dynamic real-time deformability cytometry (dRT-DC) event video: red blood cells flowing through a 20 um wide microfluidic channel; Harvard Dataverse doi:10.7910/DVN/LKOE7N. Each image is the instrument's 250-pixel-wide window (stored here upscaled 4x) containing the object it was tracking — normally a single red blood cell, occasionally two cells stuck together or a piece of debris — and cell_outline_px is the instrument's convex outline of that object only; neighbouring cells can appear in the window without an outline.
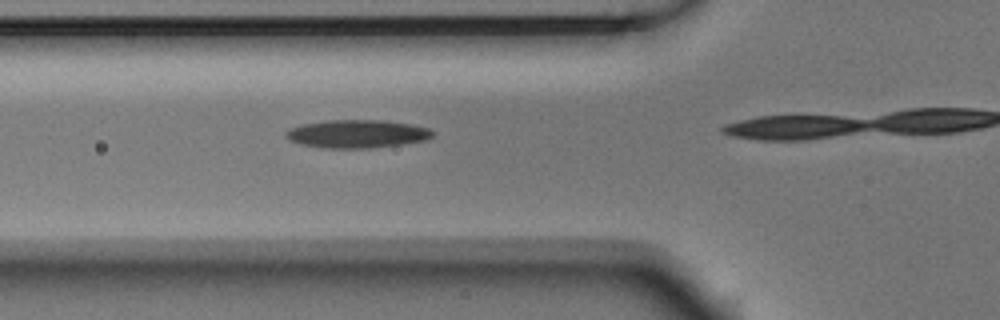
{"species": "Egyptian fruit bat (a non-hibernating species)", "species_latin": "Rousettus aegyptiacus", "temperature_condition": "room temperature", "stored_images_in_passage": 5, "camera_frame_rate_fps": 3000, "um_per_image_px": 0.085, "animal": {"sex": "male"}, "frame": {"image": 1, "passage_image": 4, "time_ms": 1.0, "image_size_px": [1000, 320], "cell_outline_px": [[432, 136], [424, 140], [400, 144], [368, 148], [320, 148], [300, 144], [288, 140], [284, 136], [284, 132], [288, 128], [304, 124], [328, 120], [384, 120], [412, 124], [428, 128], [432, 132]], "centroid_in_image_um": [30.27, 11.37], "position_along_channel_um": 95.5, "area_um2": 24.04}}